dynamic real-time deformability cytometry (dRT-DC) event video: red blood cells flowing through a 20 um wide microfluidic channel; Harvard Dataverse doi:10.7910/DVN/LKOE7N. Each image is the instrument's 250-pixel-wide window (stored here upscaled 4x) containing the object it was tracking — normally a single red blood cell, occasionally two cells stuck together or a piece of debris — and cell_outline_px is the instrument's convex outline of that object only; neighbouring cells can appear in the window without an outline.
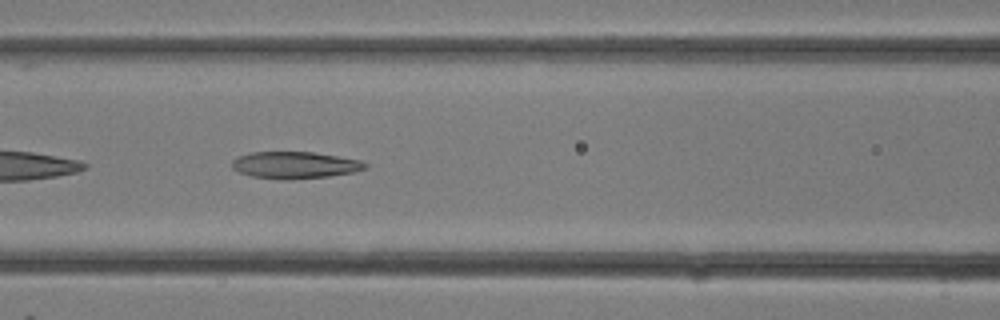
{"species": "common noctule bat (a hibernating species)", "species_latin": "Nyctalus noctula", "temperature_condition": "room temperature", "stored_images_in_passage": 17, "camera_frame_rate_fps": 3000, "um_per_image_px": 0.085, "animal": {"sex": "female"}, "frame": {"image": 1, "passage_image": 12, "time_ms": 3.667, "image_size_px": [1000, 320], "cell_outline_px": [[368, 168], [352, 172], [328, 176], [252, 176], [240, 172], [232, 168], [232, 160], [236, 156], [248, 152], [312, 152], [360, 160], [368, 164]], "centroid_in_image_um": [25.06, 13.96], "position_along_channel_um": 141.5, "area_um2": 19.71}}